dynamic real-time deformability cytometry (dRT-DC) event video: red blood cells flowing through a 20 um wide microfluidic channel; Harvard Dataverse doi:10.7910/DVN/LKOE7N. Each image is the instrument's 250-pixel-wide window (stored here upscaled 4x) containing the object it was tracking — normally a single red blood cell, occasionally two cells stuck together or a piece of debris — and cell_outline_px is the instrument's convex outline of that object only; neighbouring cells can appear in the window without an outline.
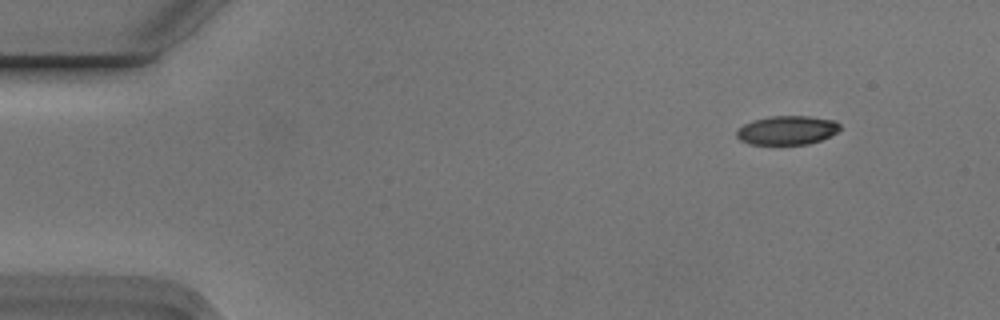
{"species": "Egyptian fruit bat (a non-hibernating species)", "species_latin": "Rousettus aegyptiacus", "temperature_condition": "cold", "stored_images_in_passage": 5, "camera_frame_rate_fps": 3000, "um_per_image_px": 0.085, "animal": {"sex": "male"}, "frame": {"image": 1, "passage_image": 1, "time_ms": 0.0, "image_size_px": [1000, 320], "cell_outline_px": [[840, 128], [836, 132], [820, 140], [808, 144], [748, 144], [740, 140], [736, 136], [736, 132], [744, 124], [752, 120], [772, 116], [808, 116], [836, 120], [840, 124]], "centroid_in_image_um": [66.89, 11.06], "position_along_channel_um": 18.1, "area_um2": 17.34}}
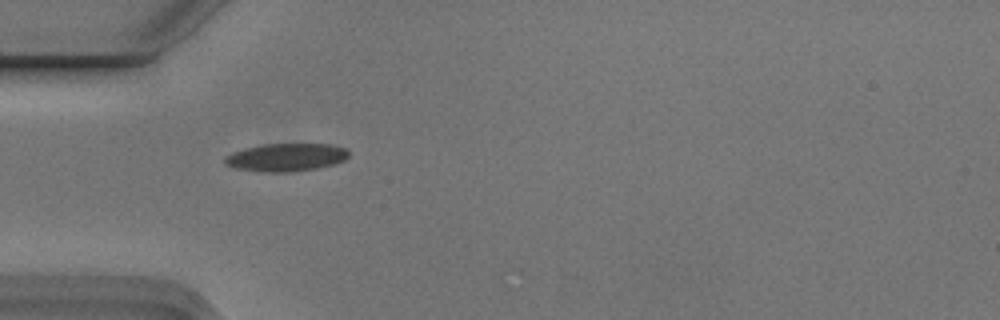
{"frame": {"image": 2, "passage_image": 4, "time_ms": 1.0, "image_size_px": [1000, 320], "cell_outline_px": [[348, 156], [344, 160], [332, 164], [316, 168], [288, 172], [264, 172], [232, 168], [224, 164], [224, 156], [232, 152], [244, 148], [260, 144], [328, 144], [344, 148], [348, 152]], "centroid_in_image_um": [24.23, 13.37], "position_along_channel_um": 60.8, "area_um2": 20.17}}
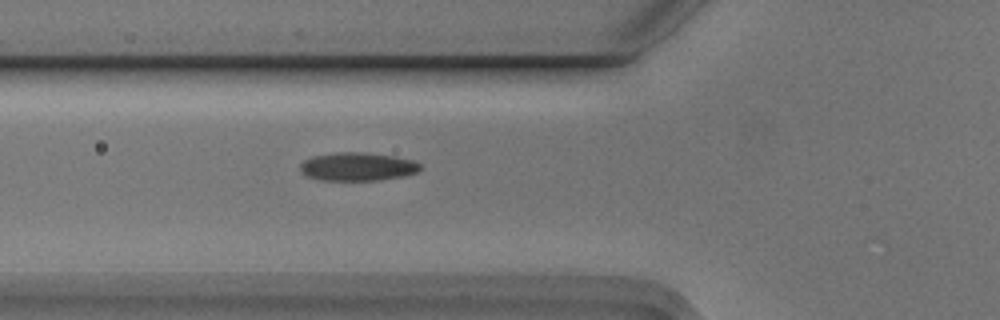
{"frame": {"image": 3, "passage_image": 5, "time_ms": 1.333, "image_size_px": [1000, 320], "cell_outline_px": [[420, 168], [416, 172], [404, 176], [380, 180], [320, 180], [308, 176], [300, 168], [300, 164], [304, 160], [312, 156], [336, 152], [364, 152], [392, 156], [412, 160], [420, 164]], "centroid_in_image_um": [30.38, 14.16], "position_along_channel_um": 95.4, "area_um2": 19.65}}